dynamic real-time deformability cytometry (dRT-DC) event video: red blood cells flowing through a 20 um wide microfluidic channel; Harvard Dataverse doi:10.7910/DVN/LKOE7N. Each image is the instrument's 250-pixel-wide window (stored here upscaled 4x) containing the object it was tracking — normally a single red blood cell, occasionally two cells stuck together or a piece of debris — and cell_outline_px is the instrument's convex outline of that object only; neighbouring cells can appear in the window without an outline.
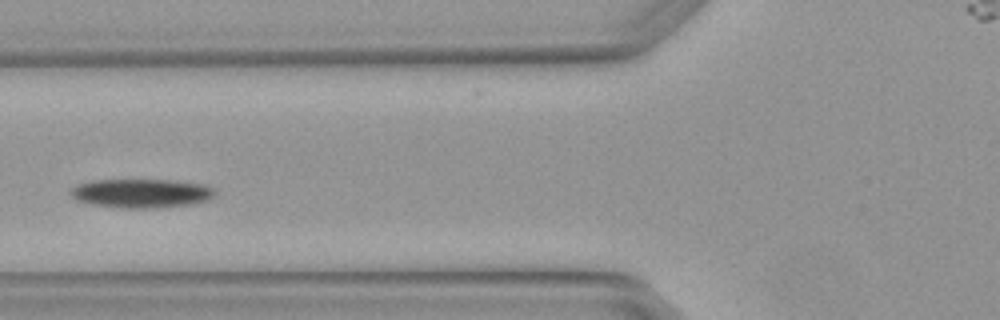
{"species": "Egyptian fruit bat (a non-hibernating species)", "species_latin": "Rousettus aegyptiacus", "temperature_condition": "warm", "stored_images_in_passage": 5, "camera_frame_rate_fps": 3000, "um_per_image_px": 0.085, "animal": {"sex": "female"}, "frame": {"image": 1, "passage_image": 4, "time_ms": 1.0, "image_size_px": [1000, 320], "cell_outline_px": [[216, 192], [208, 200], [192, 204], [156, 208], [120, 208], [92, 204], [76, 200], [68, 192], [76, 184], [92, 180], [176, 180], [204, 184], [216, 188]], "centroid_in_image_um": [12.02, 16.42], "position_along_channel_um": 113.8, "area_um2": 24.62}}